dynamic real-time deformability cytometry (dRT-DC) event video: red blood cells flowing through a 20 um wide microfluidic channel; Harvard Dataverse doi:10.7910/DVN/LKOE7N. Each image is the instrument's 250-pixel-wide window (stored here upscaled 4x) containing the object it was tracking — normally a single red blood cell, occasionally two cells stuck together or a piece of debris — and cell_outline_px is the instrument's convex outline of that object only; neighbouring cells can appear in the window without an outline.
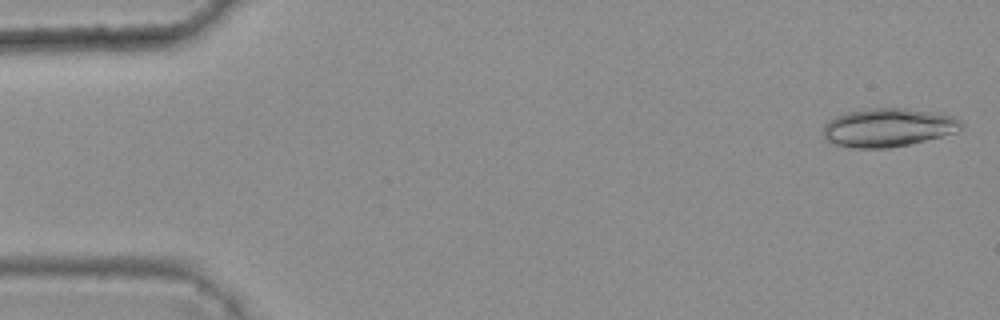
{"species": "common noctule bat (a hibernating species)", "species_latin": "Nyctalus noctula", "temperature_condition": "warm", "stored_images_in_passage": 5, "camera_frame_rate_fps": 3000, "um_per_image_px": 0.085, "animal": {"sex": "female", "body_mass_g": 25.1}, "frame": {"image": 1, "passage_image": 1, "time_ms": 0.0, "image_size_px": [1000, 320], "cell_outline_px": [[964, 124], [956, 132], [908, 144], [888, 148], [852, 148], [836, 144], [824, 140], [824, 124], [828, 120], [836, 116], [848, 112], [868, 108], [908, 108], [956, 116]], "centroid_in_image_um": [75.47, 10.83], "position_along_channel_um": 9.5, "area_um2": 30.92}}
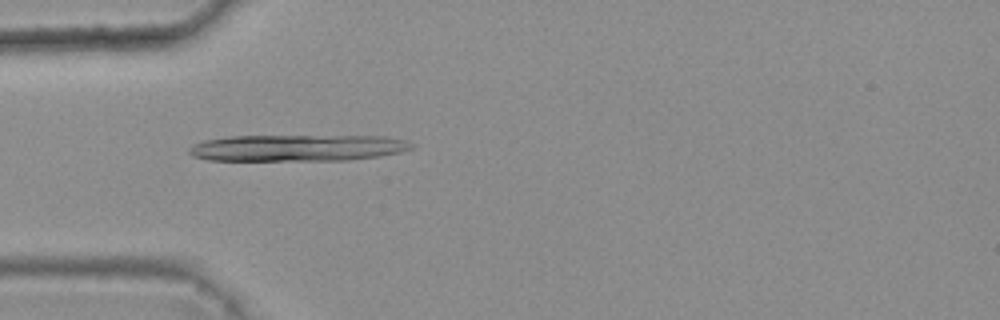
{"frame": {"image": 2, "passage_image": 4, "time_ms": 1.0, "image_size_px": [1000, 320], "cell_outline_px": [[412, 148], [400, 152], [380, 156], [348, 160], [208, 160], [192, 156], [188, 152], [188, 148], [192, 144], [204, 140], [228, 136], [384, 136], [404, 140], [412, 144]], "centroid_in_image_um": [25.23, 12.56], "position_along_channel_um": 59.8, "area_um2": 34.45}}
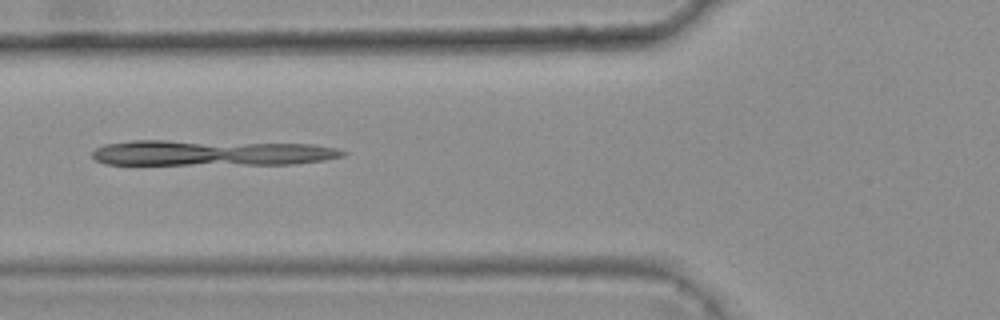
{"frame": {"image": 3, "passage_image": 5, "time_ms": 1.333, "image_size_px": [1000, 320], "cell_outline_px": [[348, 152], [344, 156], [324, 160], [296, 164], [104, 164], [96, 160], [92, 156], [92, 152], [96, 148], [104, 144], [132, 140], [164, 140], [312, 144], [336, 148]], "centroid_in_image_um": [17.96, 12.99], "position_along_channel_um": 107.8, "area_um2": 37.45}}